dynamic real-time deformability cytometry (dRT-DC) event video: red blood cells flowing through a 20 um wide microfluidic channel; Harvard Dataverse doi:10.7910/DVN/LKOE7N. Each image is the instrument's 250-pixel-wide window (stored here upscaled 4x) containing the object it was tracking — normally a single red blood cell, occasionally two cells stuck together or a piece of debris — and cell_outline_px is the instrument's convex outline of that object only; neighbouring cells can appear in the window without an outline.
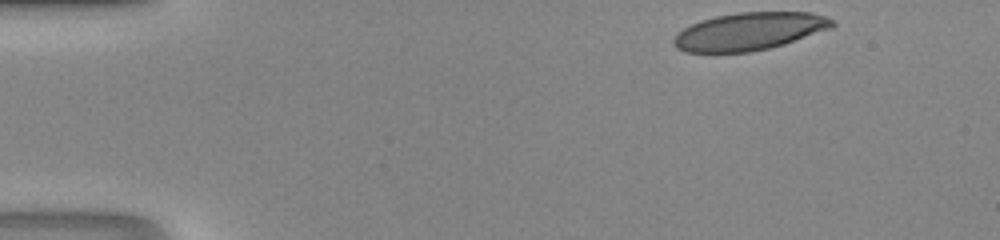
{"species": "human", "species_latin": "Homo sapiens", "temperature_condition": "room temperature", "stored_images_in_passage": 35, "camera_frame_rate_fps": 3000, "um_per_image_px": 0.085, "donor": {"sex": "male"}, "frame": {"image": 1, "passage_image": 1, "time_ms": 0.0, "image_size_px": [1000, 240], "cell_outline_px": [[836, 24], [832, 28], [784, 44], [768, 48], [748, 52], [684, 52], [676, 48], [672, 44], [672, 40], [684, 28], [700, 20], [716, 16], [740, 12], [812, 12], [836, 20]], "centroid_in_image_um": [63.72, 2.66], "position_along_channel_um": 21.3, "area_um2": 34.8}}
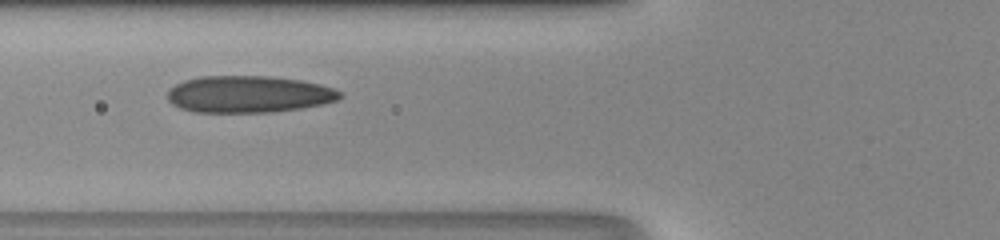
{"frame": {"image": 2, "passage_image": 14, "time_ms": 4.333, "image_size_px": [1000, 240], "cell_outline_px": [[344, 96], [336, 100], [320, 104], [300, 108], [268, 112], [192, 112], [180, 108], [172, 104], [168, 100], [168, 92], [176, 84], [184, 80], [200, 76], [268, 76], [300, 80], [320, 84], [332, 88], [340, 92]], "centroid_in_image_um": [21.11, 8.0], "position_along_channel_um": 104.7, "area_um2": 36.88}}
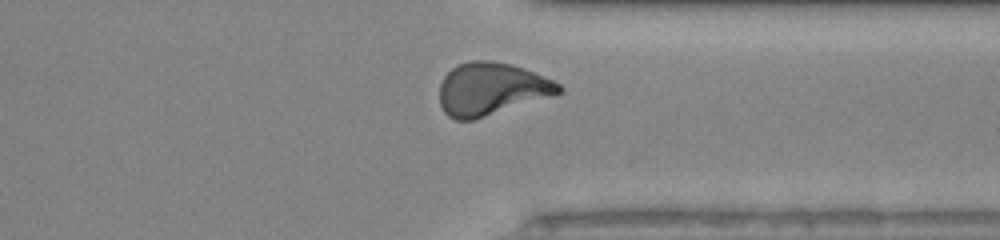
{"frame": {"image": 3, "passage_image": 32, "time_ms": 10.333, "image_size_px": [1000, 240], "cell_outline_px": [[564, 88], [560, 92], [472, 120], [456, 120], [448, 116], [444, 112], [440, 104], [440, 84], [444, 76], [452, 68], [468, 60], [492, 60], [512, 64], [552, 80], [560, 84]], "centroid_in_image_um": [41.69, 7.54], "position_along_channel_um": 369.7, "area_um2": 35.84}}